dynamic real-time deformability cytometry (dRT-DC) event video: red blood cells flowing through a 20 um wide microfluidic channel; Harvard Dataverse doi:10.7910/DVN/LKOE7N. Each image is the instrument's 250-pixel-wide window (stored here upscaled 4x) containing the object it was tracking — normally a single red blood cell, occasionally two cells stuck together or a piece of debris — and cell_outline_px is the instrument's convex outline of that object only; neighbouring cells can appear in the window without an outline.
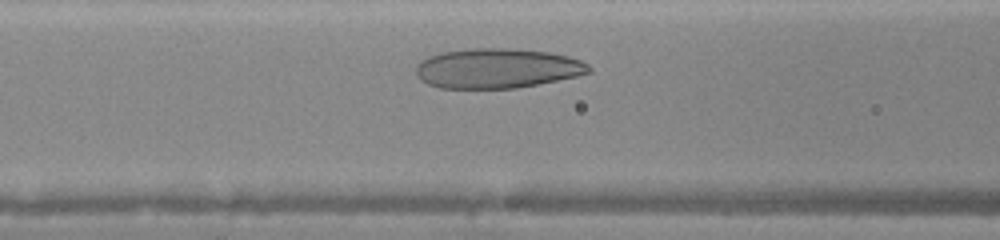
{"species": "human", "species_latin": "Homo sapiens", "temperature_condition": "warm", "stored_images_in_passage": 24, "camera_frame_rate_fps": 3000, "um_per_image_px": 0.085, "donor": {"sex": "female"}, "frame": {"image": 1, "passage_image": 6, "time_ms": 1.667, "image_size_px": [1000, 240], "cell_outline_px": [[592, 68], [588, 72], [576, 76], [516, 88], [440, 88], [428, 84], [420, 80], [416, 76], [416, 64], [420, 60], [428, 56], [444, 52], [468, 48], [516, 48], [548, 52], [568, 56], [580, 60], [588, 64]], "centroid_in_image_um": [42.21, 5.8], "position_along_channel_um": 124.4, "area_um2": 40.17}}
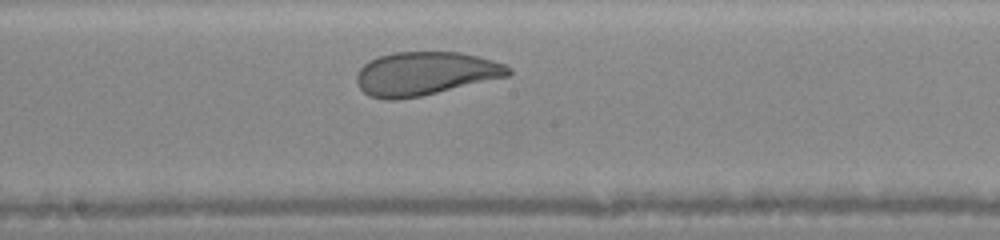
{"frame": {"image": 2, "passage_image": 12, "time_ms": 3.667, "image_size_px": [1000, 240], "cell_outline_px": [[512, 72], [508, 76], [420, 96], [396, 100], [388, 100], [368, 96], [360, 88], [356, 80], [356, 76], [360, 68], [368, 60], [392, 52], [460, 52], [492, 60], [504, 64], [512, 68]], "centroid_in_image_um": [36.11, 6.25], "position_along_channel_um": 212.1, "area_um2": 38.32}}
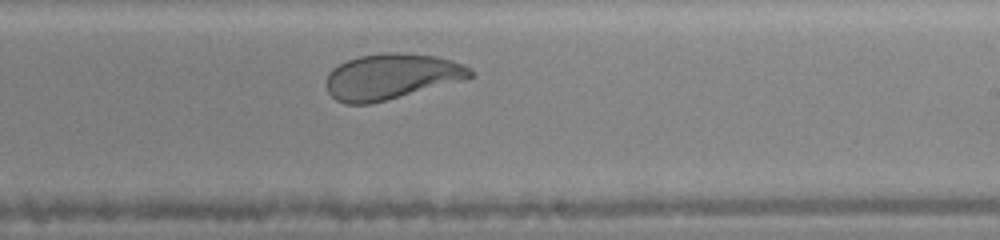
{"frame": {"image": 3, "passage_image": 15, "time_ms": 4.667, "image_size_px": [1000, 240], "cell_outline_px": [[476, 72], [472, 76], [464, 80], [372, 104], [344, 104], [336, 100], [328, 92], [328, 72], [332, 68], [348, 60], [360, 56], [380, 52], [396, 52], [436, 56], [452, 60], [464, 64], [472, 68]], "centroid_in_image_um": [33.3, 6.5], "position_along_channel_um": 255.7, "area_um2": 38.49}}